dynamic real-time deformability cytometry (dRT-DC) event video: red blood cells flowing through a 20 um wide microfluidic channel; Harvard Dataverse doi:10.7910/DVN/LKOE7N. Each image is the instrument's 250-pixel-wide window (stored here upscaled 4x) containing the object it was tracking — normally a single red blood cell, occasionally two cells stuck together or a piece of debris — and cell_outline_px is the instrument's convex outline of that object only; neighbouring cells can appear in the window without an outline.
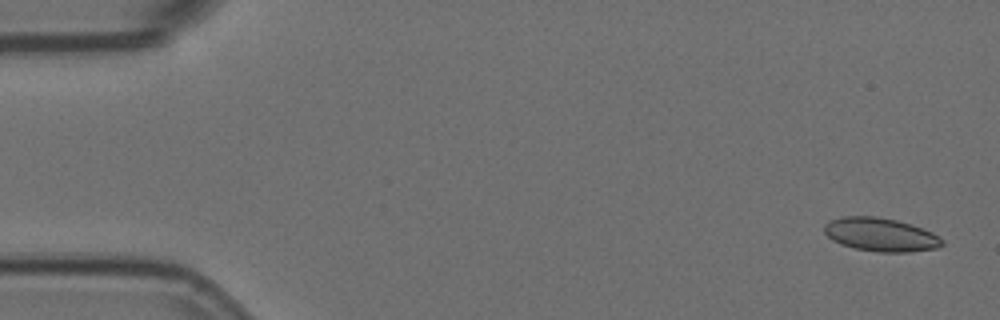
{"species": "Egyptian fruit bat (a non-hibernating species)", "species_latin": "Rousettus aegyptiacus", "temperature_condition": "room temperature", "stored_images_in_passage": 5, "camera_frame_rate_fps": 3000, "um_per_image_px": 0.085, "animal": {"sex": "female"}, "frame": {"image": 1, "passage_image": 1, "time_ms": 0.0, "image_size_px": [1000, 320], "cell_outline_px": [[944, 244], [936, 248], [908, 252], [876, 252], [856, 248], [840, 244], [832, 240], [824, 232], [824, 224], [828, 220], [844, 216], [876, 216], [896, 220], [912, 224], [932, 232], [944, 240]], "centroid_in_image_um": [74.84, 19.93], "position_along_channel_um": 10.2, "area_um2": 23.12}}
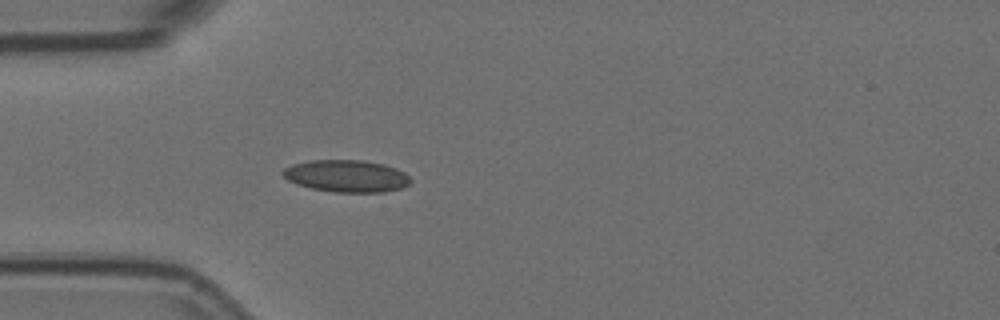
{"frame": {"image": 2, "passage_image": 5, "time_ms": 1.333, "image_size_px": [1000, 320], "cell_outline_px": [[412, 180], [408, 184], [400, 188], [384, 192], [336, 192], [312, 188], [296, 184], [288, 180], [280, 172], [284, 168], [292, 164], [308, 160], [360, 160], [384, 164], [396, 168], [404, 172]], "centroid_in_image_um": [29.43, 14.95], "position_along_channel_um": 55.6, "area_um2": 23.87}}